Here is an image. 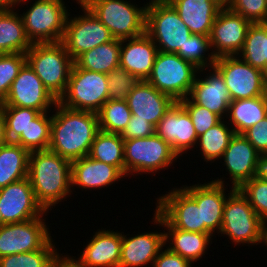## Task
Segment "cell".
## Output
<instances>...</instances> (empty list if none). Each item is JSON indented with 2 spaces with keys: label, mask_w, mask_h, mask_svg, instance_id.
I'll list each match as a JSON object with an SVG mask.
<instances>
[{
  "label": "cell",
  "mask_w": 267,
  "mask_h": 267,
  "mask_svg": "<svg viewBox=\"0 0 267 267\" xmlns=\"http://www.w3.org/2000/svg\"><path fill=\"white\" fill-rule=\"evenodd\" d=\"M98 131L97 113L73 110L57 103L52 111L48 150L70 161L83 158L88 156Z\"/></svg>",
  "instance_id": "obj_1"
},
{
  "label": "cell",
  "mask_w": 267,
  "mask_h": 267,
  "mask_svg": "<svg viewBox=\"0 0 267 267\" xmlns=\"http://www.w3.org/2000/svg\"><path fill=\"white\" fill-rule=\"evenodd\" d=\"M37 202L47 212L71 198V161L50 151L29 154L28 175ZM63 200V201H62ZM54 206V208H53Z\"/></svg>",
  "instance_id": "obj_2"
},
{
  "label": "cell",
  "mask_w": 267,
  "mask_h": 267,
  "mask_svg": "<svg viewBox=\"0 0 267 267\" xmlns=\"http://www.w3.org/2000/svg\"><path fill=\"white\" fill-rule=\"evenodd\" d=\"M26 54V62L49 92L59 100L67 88L74 60L62 42L35 43Z\"/></svg>",
  "instance_id": "obj_3"
},
{
  "label": "cell",
  "mask_w": 267,
  "mask_h": 267,
  "mask_svg": "<svg viewBox=\"0 0 267 267\" xmlns=\"http://www.w3.org/2000/svg\"><path fill=\"white\" fill-rule=\"evenodd\" d=\"M84 4L110 31L114 39L135 38L145 33L146 7L131 0H75ZM140 6V7H139Z\"/></svg>",
  "instance_id": "obj_4"
},
{
  "label": "cell",
  "mask_w": 267,
  "mask_h": 267,
  "mask_svg": "<svg viewBox=\"0 0 267 267\" xmlns=\"http://www.w3.org/2000/svg\"><path fill=\"white\" fill-rule=\"evenodd\" d=\"M179 158L171 145L156 133L144 138L124 139L126 177L143 173L156 176L157 172L173 167Z\"/></svg>",
  "instance_id": "obj_5"
},
{
  "label": "cell",
  "mask_w": 267,
  "mask_h": 267,
  "mask_svg": "<svg viewBox=\"0 0 267 267\" xmlns=\"http://www.w3.org/2000/svg\"><path fill=\"white\" fill-rule=\"evenodd\" d=\"M145 33L153 40L158 51L165 53H176L192 35L167 0L147 2Z\"/></svg>",
  "instance_id": "obj_6"
},
{
  "label": "cell",
  "mask_w": 267,
  "mask_h": 267,
  "mask_svg": "<svg viewBox=\"0 0 267 267\" xmlns=\"http://www.w3.org/2000/svg\"><path fill=\"white\" fill-rule=\"evenodd\" d=\"M262 234L263 220L242 193L235 189L225 201L219 235L227 236L235 246L248 244L250 247L262 244Z\"/></svg>",
  "instance_id": "obj_7"
},
{
  "label": "cell",
  "mask_w": 267,
  "mask_h": 267,
  "mask_svg": "<svg viewBox=\"0 0 267 267\" xmlns=\"http://www.w3.org/2000/svg\"><path fill=\"white\" fill-rule=\"evenodd\" d=\"M21 15L32 44L61 42L70 12L63 0H35ZM67 6V7H66Z\"/></svg>",
  "instance_id": "obj_8"
},
{
  "label": "cell",
  "mask_w": 267,
  "mask_h": 267,
  "mask_svg": "<svg viewBox=\"0 0 267 267\" xmlns=\"http://www.w3.org/2000/svg\"><path fill=\"white\" fill-rule=\"evenodd\" d=\"M199 69L176 53L159 51L147 81L176 102L187 98Z\"/></svg>",
  "instance_id": "obj_9"
},
{
  "label": "cell",
  "mask_w": 267,
  "mask_h": 267,
  "mask_svg": "<svg viewBox=\"0 0 267 267\" xmlns=\"http://www.w3.org/2000/svg\"><path fill=\"white\" fill-rule=\"evenodd\" d=\"M108 100L107 74L73 65L66 91L58 103L69 109L98 113Z\"/></svg>",
  "instance_id": "obj_10"
},
{
  "label": "cell",
  "mask_w": 267,
  "mask_h": 267,
  "mask_svg": "<svg viewBox=\"0 0 267 267\" xmlns=\"http://www.w3.org/2000/svg\"><path fill=\"white\" fill-rule=\"evenodd\" d=\"M83 14L71 15L69 12L62 43L66 51L75 60L78 56L98 45L112 41L110 31L80 1H77Z\"/></svg>",
  "instance_id": "obj_11"
},
{
  "label": "cell",
  "mask_w": 267,
  "mask_h": 267,
  "mask_svg": "<svg viewBox=\"0 0 267 267\" xmlns=\"http://www.w3.org/2000/svg\"><path fill=\"white\" fill-rule=\"evenodd\" d=\"M214 67L223 76L231 101L263 96L267 76L237 55L217 57Z\"/></svg>",
  "instance_id": "obj_12"
},
{
  "label": "cell",
  "mask_w": 267,
  "mask_h": 267,
  "mask_svg": "<svg viewBox=\"0 0 267 267\" xmlns=\"http://www.w3.org/2000/svg\"><path fill=\"white\" fill-rule=\"evenodd\" d=\"M47 213L24 222L0 225V258L42 249L52 239Z\"/></svg>",
  "instance_id": "obj_13"
},
{
  "label": "cell",
  "mask_w": 267,
  "mask_h": 267,
  "mask_svg": "<svg viewBox=\"0 0 267 267\" xmlns=\"http://www.w3.org/2000/svg\"><path fill=\"white\" fill-rule=\"evenodd\" d=\"M156 210L174 227L184 231L205 233L201 205L182 188L175 187L159 195Z\"/></svg>",
  "instance_id": "obj_14"
},
{
  "label": "cell",
  "mask_w": 267,
  "mask_h": 267,
  "mask_svg": "<svg viewBox=\"0 0 267 267\" xmlns=\"http://www.w3.org/2000/svg\"><path fill=\"white\" fill-rule=\"evenodd\" d=\"M58 100L49 92L26 62L13 81L2 106L31 108L40 112H51Z\"/></svg>",
  "instance_id": "obj_15"
},
{
  "label": "cell",
  "mask_w": 267,
  "mask_h": 267,
  "mask_svg": "<svg viewBox=\"0 0 267 267\" xmlns=\"http://www.w3.org/2000/svg\"><path fill=\"white\" fill-rule=\"evenodd\" d=\"M28 178L0 188V225L20 223L44 216Z\"/></svg>",
  "instance_id": "obj_16"
},
{
  "label": "cell",
  "mask_w": 267,
  "mask_h": 267,
  "mask_svg": "<svg viewBox=\"0 0 267 267\" xmlns=\"http://www.w3.org/2000/svg\"><path fill=\"white\" fill-rule=\"evenodd\" d=\"M251 24V21L224 6L214 20L209 36L216 58L238 55Z\"/></svg>",
  "instance_id": "obj_17"
},
{
  "label": "cell",
  "mask_w": 267,
  "mask_h": 267,
  "mask_svg": "<svg viewBox=\"0 0 267 267\" xmlns=\"http://www.w3.org/2000/svg\"><path fill=\"white\" fill-rule=\"evenodd\" d=\"M224 178L194 184L192 186L183 185L182 188L201 205L202 223H205V233L211 237L219 234L223 220V208L227 197L235 190L231 187L229 193H226ZM226 186V187H225Z\"/></svg>",
  "instance_id": "obj_18"
},
{
  "label": "cell",
  "mask_w": 267,
  "mask_h": 267,
  "mask_svg": "<svg viewBox=\"0 0 267 267\" xmlns=\"http://www.w3.org/2000/svg\"><path fill=\"white\" fill-rule=\"evenodd\" d=\"M188 98L217 114L221 119L227 117L231 103L230 93L223 76L214 66L199 69Z\"/></svg>",
  "instance_id": "obj_19"
},
{
  "label": "cell",
  "mask_w": 267,
  "mask_h": 267,
  "mask_svg": "<svg viewBox=\"0 0 267 267\" xmlns=\"http://www.w3.org/2000/svg\"><path fill=\"white\" fill-rule=\"evenodd\" d=\"M261 155L253 145L242 135L234 134L225 149L222 160L231 187L238 189L243 183L258 175Z\"/></svg>",
  "instance_id": "obj_20"
},
{
  "label": "cell",
  "mask_w": 267,
  "mask_h": 267,
  "mask_svg": "<svg viewBox=\"0 0 267 267\" xmlns=\"http://www.w3.org/2000/svg\"><path fill=\"white\" fill-rule=\"evenodd\" d=\"M155 133L169 143L179 157L193 151L198 142L193 122L179 102H175L160 119Z\"/></svg>",
  "instance_id": "obj_21"
},
{
  "label": "cell",
  "mask_w": 267,
  "mask_h": 267,
  "mask_svg": "<svg viewBox=\"0 0 267 267\" xmlns=\"http://www.w3.org/2000/svg\"><path fill=\"white\" fill-rule=\"evenodd\" d=\"M154 212L152 217L154 225L163 227L167 231L164 232V244L170 251L193 264L207 254L206 251L214 239L209 234L174 228L156 209Z\"/></svg>",
  "instance_id": "obj_22"
},
{
  "label": "cell",
  "mask_w": 267,
  "mask_h": 267,
  "mask_svg": "<svg viewBox=\"0 0 267 267\" xmlns=\"http://www.w3.org/2000/svg\"><path fill=\"white\" fill-rule=\"evenodd\" d=\"M93 234L80 256H71L82 267H119L122 232L101 228Z\"/></svg>",
  "instance_id": "obj_23"
},
{
  "label": "cell",
  "mask_w": 267,
  "mask_h": 267,
  "mask_svg": "<svg viewBox=\"0 0 267 267\" xmlns=\"http://www.w3.org/2000/svg\"><path fill=\"white\" fill-rule=\"evenodd\" d=\"M135 119L147 120L155 127L176 102L171 96L158 91L147 80H142L126 98Z\"/></svg>",
  "instance_id": "obj_24"
},
{
  "label": "cell",
  "mask_w": 267,
  "mask_h": 267,
  "mask_svg": "<svg viewBox=\"0 0 267 267\" xmlns=\"http://www.w3.org/2000/svg\"><path fill=\"white\" fill-rule=\"evenodd\" d=\"M126 177L116 166L97 161L85 156L71 161V181L74 187L87 191L102 190L111 185H115ZM123 178V179H122ZM114 183V184H113Z\"/></svg>",
  "instance_id": "obj_25"
},
{
  "label": "cell",
  "mask_w": 267,
  "mask_h": 267,
  "mask_svg": "<svg viewBox=\"0 0 267 267\" xmlns=\"http://www.w3.org/2000/svg\"><path fill=\"white\" fill-rule=\"evenodd\" d=\"M159 231V232H158ZM135 234L122 232V245L119 267H143L153 265L160 250L165 247L164 232L158 230ZM129 236V237H128Z\"/></svg>",
  "instance_id": "obj_26"
},
{
  "label": "cell",
  "mask_w": 267,
  "mask_h": 267,
  "mask_svg": "<svg viewBox=\"0 0 267 267\" xmlns=\"http://www.w3.org/2000/svg\"><path fill=\"white\" fill-rule=\"evenodd\" d=\"M153 40L146 34L121 40L119 67L137 76L141 81L151 75L158 53Z\"/></svg>",
  "instance_id": "obj_27"
},
{
  "label": "cell",
  "mask_w": 267,
  "mask_h": 267,
  "mask_svg": "<svg viewBox=\"0 0 267 267\" xmlns=\"http://www.w3.org/2000/svg\"><path fill=\"white\" fill-rule=\"evenodd\" d=\"M192 34L210 36L212 25L224 5L219 0H167Z\"/></svg>",
  "instance_id": "obj_28"
},
{
  "label": "cell",
  "mask_w": 267,
  "mask_h": 267,
  "mask_svg": "<svg viewBox=\"0 0 267 267\" xmlns=\"http://www.w3.org/2000/svg\"><path fill=\"white\" fill-rule=\"evenodd\" d=\"M17 12L0 10V54L26 53L32 46Z\"/></svg>",
  "instance_id": "obj_29"
},
{
  "label": "cell",
  "mask_w": 267,
  "mask_h": 267,
  "mask_svg": "<svg viewBox=\"0 0 267 267\" xmlns=\"http://www.w3.org/2000/svg\"><path fill=\"white\" fill-rule=\"evenodd\" d=\"M266 116L267 105L265 98L264 96H259L231 101L226 118L234 133L242 134Z\"/></svg>",
  "instance_id": "obj_30"
},
{
  "label": "cell",
  "mask_w": 267,
  "mask_h": 267,
  "mask_svg": "<svg viewBox=\"0 0 267 267\" xmlns=\"http://www.w3.org/2000/svg\"><path fill=\"white\" fill-rule=\"evenodd\" d=\"M120 49L121 40L113 39L78 56L74 60V65L88 71L109 74L119 67Z\"/></svg>",
  "instance_id": "obj_31"
},
{
  "label": "cell",
  "mask_w": 267,
  "mask_h": 267,
  "mask_svg": "<svg viewBox=\"0 0 267 267\" xmlns=\"http://www.w3.org/2000/svg\"><path fill=\"white\" fill-rule=\"evenodd\" d=\"M29 154L15 142L0 146V188L27 178Z\"/></svg>",
  "instance_id": "obj_32"
},
{
  "label": "cell",
  "mask_w": 267,
  "mask_h": 267,
  "mask_svg": "<svg viewBox=\"0 0 267 267\" xmlns=\"http://www.w3.org/2000/svg\"><path fill=\"white\" fill-rule=\"evenodd\" d=\"M88 156L116 166L125 175L124 139L120 134L99 130L95 135Z\"/></svg>",
  "instance_id": "obj_33"
},
{
  "label": "cell",
  "mask_w": 267,
  "mask_h": 267,
  "mask_svg": "<svg viewBox=\"0 0 267 267\" xmlns=\"http://www.w3.org/2000/svg\"><path fill=\"white\" fill-rule=\"evenodd\" d=\"M225 120L222 119L218 124L209 128L198 137L195 148H200L198 150H200L201 157H203V161L206 163H217L222 158L230 139L235 134L234 130L228 124L227 119Z\"/></svg>",
  "instance_id": "obj_34"
},
{
  "label": "cell",
  "mask_w": 267,
  "mask_h": 267,
  "mask_svg": "<svg viewBox=\"0 0 267 267\" xmlns=\"http://www.w3.org/2000/svg\"><path fill=\"white\" fill-rule=\"evenodd\" d=\"M267 76V23H252L237 55Z\"/></svg>",
  "instance_id": "obj_35"
},
{
  "label": "cell",
  "mask_w": 267,
  "mask_h": 267,
  "mask_svg": "<svg viewBox=\"0 0 267 267\" xmlns=\"http://www.w3.org/2000/svg\"><path fill=\"white\" fill-rule=\"evenodd\" d=\"M51 112H40L29 125L27 136H19L14 142L29 153L48 150L51 140Z\"/></svg>",
  "instance_id": "obj_36"
},
{
  "label": "cell",
  "mask_w": 267,
  "mask_h": 267,
  "mask_svg": "<svg viewBox=\"0 0 267 267\" xmlns=\"http://www.w3.org/2000/svg\"><path fill=\"white\" fill-rule=\"evenodd\" d=\"M53 238L40 250L11 254L0 258V267H52L60 256Z\"/></svg>",
  "instance_id": "obj_37"
},
{
  "label": "cell",
  "mask_w": 267,
  "mask_h": 267,
  "mask_svg": "<svg viewBox=\"0 0 267 267\" xmlns=\"http://www.w3.org/2000/svg\"><path fill=\"white\" fill-rule=\"evenodd\" d=\"M99 130L122 134L131 118L126 100H108L97 113Z\"/></svg>",
  "instance_id": "obj_38"
},
{
  "label": "cell",
  "mask_w": 267,
  "mask_h": 267,
  "mask_svg": "<svg viewBox=\"0 0 267 267\" xmlns=\"http://www.w3.org/2000/svg\"><path fill=\"white\" fill-rule=\"evenodd\" d=\"M211 49L209 36L192 34L184 47L180 48L176 54L194 64L198 69L209 68L214 66L216 61V56Z\"/></svg>",
  "instance_id": "obj_39"
},
{
  "label": "cell",
  "mask_w": 267,
  "mask_h": 267,
  "mask_svg": "<svg viewBox=\"0 0 267 267\" xmlns=\"http://www.w3.org/2000/svg\"><path fill=\"white\" fill-rule=\"evenodd\" d=\"M5 117L6 138L14 142L19 136H27V129L40 111L31 108L2 106Z\"/></svg>",
  "instance_id": "obj_40"
},
{
  "label": "cell",
  "mask_w": 267,
  "mask_h": 267,
  "mask_svg": "<svg viewBox=\"0 0 267 267\" xmlns=\"http://www.w3.org/2000/svg\"><path fill=\"white\" fill-rule=\"evenodd\" d=\"M25 63V53L0 54V103L7 97L13 81Z\"/></svg>",
  "instance_id": "obj_41"
},
{
  "label": "cell",
  "mask_w": 267,
  "mask_h": 267,
  "mask_svg": "<svg viewBox=\"0 0 267 267\" xmlns=\"http://www.w3.org/2000/svg\"><path fill=\"white\" fill-rule=\"evenodd\" d=\"M238 190L249 201L255 213L263 220H267V182L258 176L243 183Z\"/></svg>",
  "instance_id": "obj_42"
},
{
  "label": "cell",
  "mask_w": 267,
  "mask_h": 267,
  "mask_svg": "<svg viewBox=\"0 0 267 267\" xmlns=\"http://www.w3.org/2000/svg\"><path fill=\"white\" fill-rule=\"evenodd\" d=\"M141 80L118 67L107 74L109 100H126L127 95Z\"/></svg>",
  "instance_id": "obj_43"
},
{
  "label": "cell",
  "mask_w": 267,
  "mask_h": 267,
  "mask_svg": "<svg viewBox=\"0 0 267 267\" xmlns=\"http://www.w3.org/2000/svg\"><path fill=\"white\" fill-rule=\"evenodd\" d=\"M178 102L188 112L198 137L222 120L217 114L193 103L188 97Z\"/></svg>",
  "instance_id": "obj_44"
},
{
  "label": "cell",
  "mask_w": 267,
  "mask_h": 267,
  "mask_svg": "<svg viewBox=\"0 0 267 267\" xmlns=\"http://www.w3.org/2000/svg\"><path fill=\"white\" fill-rule=\"evenodd\" d=\"M226 6L252 23H267V0H230Z\"/></svg>",
  "instance_id": "obj_45"
},
{
  "label": "cell",
  "mask_w": 267,
  "mask_h": 267,
  "mask_svg": "<svg viewBox=\"0 0 267 267\" xmlns=\"http://www.w3.org/2000/svg\"><path fill=\"white\" fill-rule=\"evenodd\" d=\"M242 135L261 156H267V116L244 131Z\"/></svg>",
  "instance_id": "obj_46"
},
{
  "label": "cell",
  "mask_w": 267,
  "mask_h": 267,
  "mask_svg": "<svg viewBox=\"0 0 267 267\" xmlns=\"http://www.w3.org/2000/svg\"><path fill=\"white\" fill-rule=\"evenodd\" d=\"M155 134V126L147 120L135 119V115H131L125 130L121 134L123 139H135L149 137Z\"/></svg>",
  "instance_id": "obj_47"
},
{
  "label": "cell",
  "mask_w": 267,
  "mask_h": 267,
  "mask_svg": "<svg viewBox=\"0 0 267 267\" xmlns=\"http://www.w3.org/2000/svg\"><path fill=\"white\" fill-rule=\"evenodd\" d=\"M151 267H192V263L165 246L160 250Z\"/></svg>",
  "instance_id": "obj_48"
},
{
  "label": "cell",
  "mask_w": 267,
  "mask_h": 267,
  "mask_svg": "<svg viewBox=\"0 0 267 267\" xmlns=\"http://www.w3.org/2000/svg\"><path fill=\"white\" fill-rule=\"evenodd\" d=\"M52 267H82L71 255L60 256L54 261Z\"/></svg>",
  "instance_id": "obj_49"
},
{
  "label": "cell",
  "mask_w": 267,
  "mask_h": 267,
  "mask_svg": "<svg viewBox=\"0 0 267 267\" xmlns=\"http://www.w3.org/2000/svg\"><path fill=\"white\" fill-rule=\"evenodd\" d=\"M30 1L31 0H0V10H14L16 8L19 10L18 5L21 4L20 6H23L25 3H29Z\"/></svg>",
  "instance_id": "obj_50"
},
{
  "label": "cell",
  "mask_w": 267,
  "mask_h": 267,
  "mask_svg": "<svg viewBox=\"0 0 267 267\" xmlns=\"http://www.w3.org/2000/svg\"><path fill=\"white\" fill-rule=\"evenodd\" d=\"M6 128H5V117L3 113V107L0 104V146L7 143Z\"/></svg>",
  "instance_id": "obj_51"
},
{
  "label": "cell",
  "mask_w": 267,
  "mask_h": 267,
  "mask_svg": "<svg viewBox=\"0 0 267 267\" xmlns=\"http://www.w3.org/2000/svg\"><path fill=\"white\" fill-rule=\"evenodd\" d=\"M257 176L267 182V156H261Z\"/></svg>",
  "instance_id": "obj_52"
},
{
  "label": "cell",
  "mask_w": 267,
  "mask_h": 267,
  "mask_svg": "<svg viewBox=\"0 0 267 267\" xmlns=\"http://www.w3.org/2000/svg\"><path fill=\"white\" fill-rule=\"evenodd\" d=\"M262 243L267 246V220L263 221Z\"/></svg>",
  "instance_id": "obj_53"
},
{
  "label": "cell",
  "mask_w": 267,
  "mask_h": 267,
  "mask_svg": "<svg viewBox=\"0 0 267 267\" xmlns=\"http://www.w3.org/2000/svg\"><path fill=\"white\" fill-rule=\"evenodd\" d=\"M224 6L227 5V3L230 1V0H219Z\"/></svg>",
  "instance_id": "obj_54"
},
{
  "label": "cell",
  "mask_w": 267,
  "mask_h": 267,
  "mask_svg": "<svg viewBox=\"0 0 267 267\" xmlns=\"http://www.w3.org/2000/svg\"><path fill=\"white\" fill-rule=\"evenodd\" d=\"M263 96H264V98H265L266 105H267V92H264Z\"/></svg>",
  "instance_id": "obj_55"
},
{
  "label": "cell",
  "mask_w": 267,
  "mask_h": 267,
  "mask_svg": "<svg viewBox=\"0 0 267 267\" xmlns=\"http://www.w3.org/2000/svg\"><path fill=\"white\" fill-rule=\"evenodd\" d=\"M264 92H267V79H266L265 86H264Z\"/></svg>",
  "instance_id": "obj_56"
}]
</instances>
